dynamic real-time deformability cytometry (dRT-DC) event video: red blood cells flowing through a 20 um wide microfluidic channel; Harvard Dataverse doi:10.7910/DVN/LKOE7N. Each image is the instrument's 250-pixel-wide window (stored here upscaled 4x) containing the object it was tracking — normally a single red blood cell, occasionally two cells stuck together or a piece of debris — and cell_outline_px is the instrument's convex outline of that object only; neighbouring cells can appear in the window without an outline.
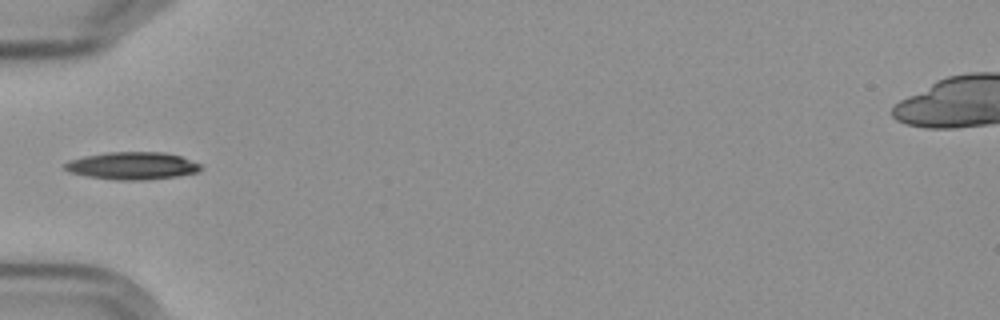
{"species": "Egyptian fruit bat (a non-hibernating species)", "species_latin": "Rousettus aegyptiacus", "temperature_condition": "cold", "stored_images_in_passage": 7, "camera_frame_rate_fps": 3000, "um_per_image_px": 0.085, "frame": {"image": 1, "passage_image": 4, "time_ms": 4.667, "image_size_px": [1000, 320], "cell_outline_px": [[200, 168], [196, 172], [176, 176], [148, 180], [120, 180], [88, 176], [68, 172], [64, 168], [64, 164], [68, 160], [84, 156], [108, 152], [164, 152], [180, 156], [200, 164]], "centroid_in_image_um": [11.2, 14.08], "position_along_channel_um": 73.8, "area_um2": 21.62}}
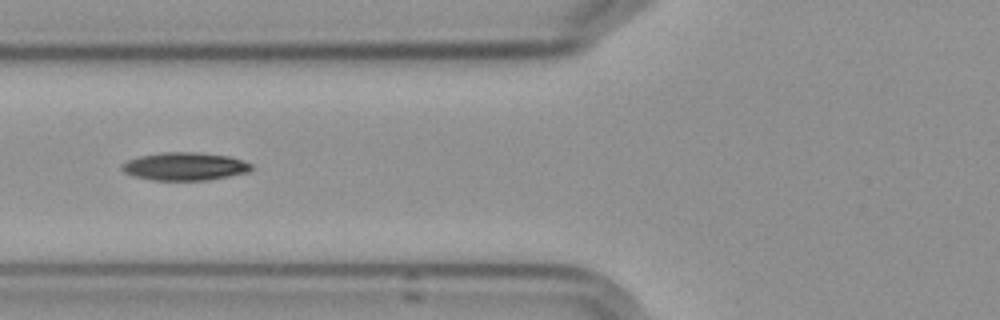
{"frame": {"image": 2, "passage_image": 5, "time_ms": 5.667, "image_size_px": [1000, 320], "cell_outline_px": [[252, 168], [248, 172], [208, 180], [152, 180], [132, 176], [124, 172], [120, 168], [120, 164], [128, 160], [140, 156], [160, 152], [196, 152], [228, 156], [252, 164]], "centroid_in_image_um": [15.65, 14.14], "position_along_channel_um": 110.2, "area_um2": 21.1}}
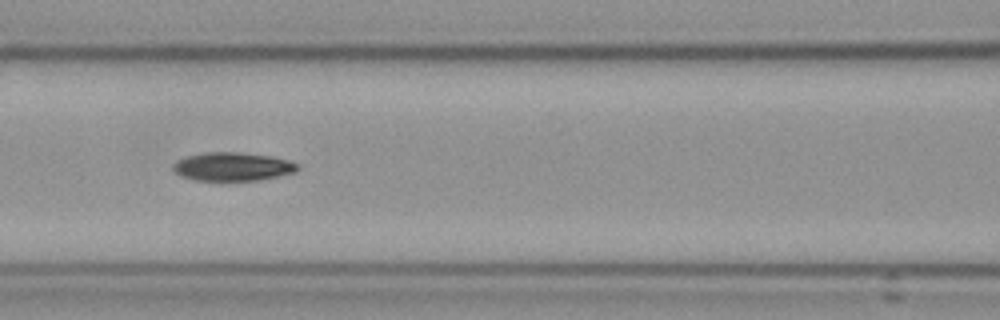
{"frame": {"image": 3, "passage_image": 6, "time_ms": 6.667, "image_size_px": [1000, 320], "cell_outline_px": [[300, 168], [296, 172], [260, 180], [196, 180], [184, 176], [176, 172], [172, 168], [172, 164], [176, 160], [188, 156], [208, 152], [240, 152], [272, 156], [288, 160], [296, 164]], "centroid_in_image_um": [19.79, 14.15], "position_along_channel_um": 146.8, "area_um2": 20.52}}